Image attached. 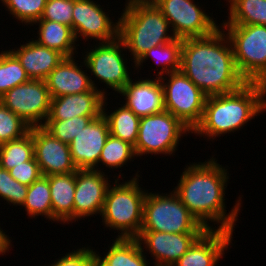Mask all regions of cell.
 <instances>
[{
  "instance_id": "4fadbf2b",
  "label": "cell",
  "mask_w": 266,
  "mask_h": 266,
  "mask_svg": "<svg viewBox=\"0 0 266 266\" xmlns=\"http://www.w3.org/2000/svg\"><path fill=\"white\" fill-rule=\"evenodd\" d=\"M100 4L93 0H75L73 8L72 30L76 41L95 39L109 42L119 37V20L112 22Z\"/></svg>"
},
{
  "instance_id": "b9f144b4",
  "label": "cell",
  "mask_w": 266,
  "mask_h": 266,
  "mask_svg": "<svg viewBox=\"0 0 266 266\" xmlns=\"http://www.w3.org/2000/svg\"><path fill=\"white\" fill-rule=\"evenodd\" d=\"M91 266H110L104 259L101 258V255L93 251L92 249V262Z\"/></svg>"
},
{
  "instance_id": "d6a6232c",
  "label": "cell",
  "mask_w": 266,
  "mask_h": 266,
  "mask_svg": "<svg viewBox=\"0 0 266 266\" xmlns=\"http://www.w3.org/2000/svg\"><path fill=\"white\" fill-rule=\"evenodd\" d=\"M99 116H75L68 120H46L42 127L61 142L69 144L73 138Z\"/></svg>"
},
{
  "instance_id": "e575fe53",
  "label": "cell",
  "mask_w": 266,
  "mask_h": 266,
  "mask_svg": "<svg viewBox=\"0 0 266 266\" xmlns=\"http://www.w3.org/2000/svg\"><path fill=\"white\" fill-rule=\"evenodd\" d=\"M30 126L0 102V145L16 140L30 131Z\"/></svg>"
},
{
  "instance_id": "277c9868",
  "label": "cell",
  "mask_w": 266,
  "mask_h": 266,
  "mask_svg": "<svg viewBox=\"0 0 266 266\" xmlns=\"http://www.w3.org/2000/svg\"><path fill=\"white\" fill-rule=\"evenodd\" d=\"M118 20L119 37L131 52L134 64L152 47L175 39L172 31H169L168 20L156 5H136L123 9Z\"/></svg>"
},
{
  "instance_id": "9a60e30c",
  "label": "cell",
  "mask_w": 266,
  "mask_h": 266,
  "mask_svg": "<svg viewBox=\"0 0 266 266\" xmlns=\"http://www.w3.org/2000/svg\"><path fill=\"white\" fill-rule=\"evenodd\" d=\"M34 157L44 176L69 174L78 169L73 163L69 144L53 137L42 126L32 127Z\"/></svg>"
},
{
  "instance_id": "83f0119b",
  "label": "cell",
  "mask_w": 266,
  "mask_h": 266,
  "mask_svg": "<svg viewBox=\"0 0 266 266\" xmlns=\"http://www.w3.org/2000/svg\"><path fill=\"white\" fill-rule=\"evenodd\" d=\"M228 20L221 25H264L266 26V0H227Z\"/></svg>"
},
{
  "instance_id": "60d3db41",
  "label": "cell",
  "mask_w": 266,
  "mask_h": 266,
  "mask_svg": "<svg viewBox=\"0 0 266 266\" xmlns=\"http://www.w3.org/2000/svg\"><path fill=\"white\" fill-rule=\"evenodd\" d=\"M156 2L157 0H127L124 9H128L136 5H155Z\"/></svg>"
},
{
  "instance_id": "8d00e7d4",
  "label": "cell",
  "mask_w": 266,
  "mask_h": 266,
  "mask_svg": "<svg viewBox=\"0 0 266 266\" xmlns=\"http://www.w3.org/2000/svg\"><path fill=\"white\" fill-rule=\"evenodd\" d=\"M75 0H47L39 20H49L72 28Z\"/></svg>"
},
{
  "instance_id": "7402d4cb",
  "label": "cell",
  "mask_w": 266,
  "mask_h": 266,
  "mask_svg": "<svg viewBox=\"0 0 266 266\" xmlns=\"http://www.w3.org/2000/svg\"><path fill=\"white\" fill-rule=\"evenodd\" d=\"M20 61L27 76L34 80H45L48 74L64 59L53 49L39 45L35 40L20 43V48L10 50Z\"/></svg>"
},
{
  "instance_id": "ba28073f",
  "label": "cell",
  "mask_w": 266,
  "mask_h": 266,
  "mask_svg": "<svg viewBox=\"0 0 266 266\" xmlns=\"http://www.w3.org/2000/svg\"><path fill=\"white\" fill-rule=\"evenodd\" d=\"M190 132L192 130L189 127L166 110L143 116L134 146L136 157L143 154L172 155L177 151L181 136Z\"/></svg>"
},
{
  "instance_id": "74e56055",
  "label": "cell",
  "mask_w": 266,
  "mask_h": 266,
  "mask_svg": "<svg viewBox=\"0 0 266 266\" xmlns=\"http://www.w3.org/2000/svg\"><path fill=\"white\" fill-rule=\"evenodd\" d=\"M9 174L21 184L30 186L42 176L40 167L33 157L31 160L23 162L18 166L8 170Z\"/></svg>"
},
{
  "instance_id": "ac0fdd59",
  "label": "cell",
  "mask_w": 266,
  "mask_h": 266,
  "mask_svg": "<svg viewBox=\"0 0 266 266\" xmlns=\"http://www.w3.org/2000/svg\"><path fill=\"white\" fill-rule=\"evenodd\" d=\"M74 57H64L46 77L45 82L51 98L86 91H100L107 97L106 91L97 88L95 81L82 70V65L78 66Z\"/></svg>"
},
{
  "instance_id": "e0dca14e",
  "label": "cell",
  "mask_w": 266,
  "mask_h": 266,
  "mask_svg": "<svg viewBox=\"0 0 266 266\" xmlns=\"http://www.w3.org/2000/svg\"><path fill=\"white\" fill-rule=\"evenodd\" d=\"M201 234L140 231L137 239L151 253L154 266H173Z\"/></svg>"
},
{
  "instance_id": "3957f363",
  "label": "cell",
  "mask_w": 266,
  "mask_h": 266,
  "mask_svg": "<svg viewBox=\"0 0 266 266\" xmlns=\"http://www.w3.org/2000/svg\"><path fill=\"white\" fill-rule=\"evenodd\" d=\"M265 96L266 84L257 82H247L229 93L207 96L202 120L192 133L210 140L240 130L266 111Z\"/></svg>"
},
{
  "instance_id": "5b68a950",
  "label": "cell",
  "mask_w": 266,
  "mask_h": 266,
  "mask_svg": "<svg viewBox=\"0 0 266 266\" xmlns=\"http://www.w3.org/2000/svg\"><path fill=\"white\" fill-rule=\"evenodd\" d=\"M120 176L119 173L118 179L112 183L114 186L109 185L100 216L109 230L121 232L117 238H137L141 231L144 200L148 190L140 187L138 171L131 180L121 184L118 183Z\"/></svg>"
},
{
  "instance_id": "ab89813d",
  "label": "cell",
  "mask_w": 266,
  "mask_h": 266,
  "mask_svg": "<svg viewBox=\"0 0 266 266\" xmlns=\"http://www.w3.org/2000/svg\"><path fill=\"white\" fill-rule=\"evenodd\" d=\"M11 239L5 232L0 228V255H4L6 252H9L11 246Z\"/></svg>"
},
{
  "instance_id": "f546056e",
  "label": "cell",
  "mask_w": 266,
  "mask_h": 266,
  "mask_svg": "<svg viewBox=\"0 0 266 266\" xmlns=\"http://www.w3.org/2000/svg\"><path fill=\"white\" fill-rule=\"evenodd\" d=\"M34 157L32 127L19 139L0 145V167L6 170L29 161Z\"/></svg>"
},
{
  "instance_id": "52a82bcc",
  "label": "cell",
  "mask_w": 266,
  "mask_h": 266,
  "mask_svg": "<svg viewBox=\"0 0 266 266\" xmlns=\"http://www.w3.org/2000/svg\"><path fill=\"white\" fill-rule=\"evenodd\" d=\"M233 48L236 67L246 82L266 84V26L220 25Z\"/></svg>"
},
{
  "instance_id": "6da1fadb",
  "label": "cell",
  "mask_w": 266,
  "mask_h": 266,
  "mask_svg": "<svg viewBox=\"0 0 266 266\" xmlns=\"http://www.w3.org/2000/svg\"><path fill=\"white\" fill-rule=\"evenodd\" d=\"M217 161L212 157L208 161L198 164L192 162L186 166L173 191L206 230L216 229V226L214 228L208 223L211 221L213 224H220L217 229L233 232L242 206V197L226 213L224 197L229 173Z\"/></svg>"
},
{
  "instance_id": "7a4b0ae2",
  "label": "cell",
  "mask_w": 266,
  "mask_h": 266,
  "mask_svg": "<svg viewBox=\"0 0 266 266\" xmlns=\"http://www.w3.org/2000/svg\"><path fill=\"white\" fill-rule=\"evenodd\" d=\"M220 28L208 36L182 40L180 70L207 96L229 93L247 83L236 67L230 40Z\"/></svg>"
},
{
  "instance_id": "484cf974",
  "label": "cell",
  "mask_w": 266,
  "mask_h": 266,
  "mask_svg": "<svg viewBox=\"0 0 266 266\" xmlns=\"http://www.w3.org/2000/svg\"><path fill=\"white\" fill-rule=\"evenodd\" d=\"M145 254L137 238L116 237L101 258L110 266H150Z\"/></svg>"
},
{
  "instance_id": "836d02e7",
  "label": "cell",
  "mask_w": 266,
  "mask_h": 266,
  "mask_svg": "<svg viewBox=\"0 0 266 266\" xmlns=\"http://www.w3.org/2000/svg\"><path fill=\"white\" fill-rule=\"evenodd\" d=\"M5 5L12 17L25 23V25L37 22L44 11L47 0H0Z\"/></svg>"
},
{
  "instance_id": "7c38bea8",
  "label": "cell",
  "mask_w": 266,
  "mask_h": 266,
  "mask_svg": "<svg viewBox=\"0 0 266 266\" xmlns=\"http://www.w3.org/2000/svg\"><path fill=\"white\" fill-rule=\"evenodd\" d=\"M51 99L45 80L30 79L7 91L0 102L30 127H39L48 118Z\"/></svg>"
},
{
  "instance_id": "8992f818",
  "label": "cell",
  "mask_w": 266,
  "mask_h": 266,
  "mask_svg": "<svg viewBox=\"0 0 266 266\" xmlns=\"http://www.w3.org/2000/svg\"><path fill=\"white\" fill-rule=\"evenodd\" d=\"M205 230L174 191L165 195L146 193L141 231L203 233Z\"/></svg>"
},
{
  "instance_id": "30bf717a",
  "label": "cell",
  "mask_w": 266,
  "mask_h": 266,
  "mask_svg": "<svg viewBox=\"0 0 266 266\" xmlns=\"http://www.w3.org/2000/svg\"><path fill=\"white\" fill-rule=\"evenodd\" d=\"M99 44V45H98ZM97 45V46H96ZM83 56V65L95 76L96 80L105 83L108 87L119 93L132 79L127 69V58L122 50H126L120 37L113 41L96 43Z\"/></svg>"
},
{
  "instance_id": "f1b7e54d",
  "label": "cell",
  "mask_w": 266,
  "mask_h": 266,
  "mask_svg": "<svg viewBox=\"0 0 266 266\" xmlns=\"http://www.w3.org/2000/svg\"><path fill=\"white\" fill-rule=\"evenodd\" d=\"M26 215L35 218L39 215L53 221L51 191L48 176L42 175L27 190L26 200L22 205Z\"/></svg>"
},
{
  "instance_id": "cb8c5ba5",
  "label": "cell",
  "mask_w": 266,
  "mask_h": 266,
  "mask_svg": "<svg viewBox=\"0 0 266 266\" xmlns=\"http://www.w3.org/2000/svg\"><path fill=\"white\" fill-rule=\"evenodd\" d=\"M34 24L39 25L38 39H35L39 45L58 51L64 57H72L77 52L71 27L49 20H38Z\"/></svg>"
},
{
  "instance_id": "2e32d148",
  "label": "cell",
  "mask_w": 266,
  "mask_h": 266,
  "mask_svg": "<svg viewBox=\"0 0 266 266\" xmlns=\"http://www.w3.org/2000/svg\"><path fill=\"white\" fill-rule=\"evenodd\" d=\"M110 135L106 118L101 114L87 124L69 143L70 153L77 169L100 171L101 151ZM99 169V170H98Z\"/></svg>"
},
{
  "instance_id": "9c48e42d",
  "label": "cell",
  "mask_w": 266,
  "mask_h": 266,
  "mask_svg": "<svg viewBox=\"0 0 266 266\" xmlns=\"http://www.w3.org/2000/svg\"><path fill=\"white\" fill-rule=\"evenodd\" d=\"M167 76L159 79L163 89L164 110L193 131L202 120L207 95L181 70L168 73Z\"/></svg>"
},
{
  "instance_id": "d6986e66",
  "label": "cell",
  "mask_w": 266,
  "mask_h": 266,
  "mask_svg": "<svg viewBox=\"0 0 266 266\" xmlns=\"http://www.w3.org/2000/svg\"><path fill=\"white\" fill-rule=\"evenodd\" d=\"M232 236L233 232L225 230H205L173 266H216L231 245Z\"/></svg>"
},
{
  "instance_id": "4dcf8cb0",
  "label": "cell",
  "mask_w": 266,
  "mask_h": 266,
  "mask_svg": "<svg viewBox=\"0 0 266 266\" xmlns=\"http://www.w3.org/2000/svg\"><path fill=\"white\" fill-rule=\"evenodd\" d=\"M30 80L20 61L10 51L0 53V98L10 89Z\"/></svg>"
},
{
  "instance_id": "f35d334b",
  "label": "cell",
  "mask_w": 266,
  "mask_h": 266,
  "mask_svg": "<svg viewBox=\"0 0 266 266\" xmlns=\"http://www.w3.org/2000/svg\"><path fill=\"white\" fill-rule=\"evenodd\" d=\"M92 262V249L88 246L78 248L77 250H72L68 252L65 256L61 257L57 261L55 260L53 264L48 266H91ZM46 266V264H45Z\"/></svg>"
},
{
  "instance_id": "603a6c76",
  "label": "cell",
  "mask_w": 266,
  "mask_h": 266,
  "mask_svg": "<svg viewBox=\"0 0 266 266\" xmlns=\"http://www.w3.org/2000/svg\"><path fill=\"white\" fill-rule=\"evenodd\" d=\"M51 191L53 221L73 222L75 172L48 176Z\"/></svg>"
},
{
  "instance_id": "d590c367",
  "label": "cell",
  "mask_w": 266,
  "mask_h": 266,
  "mask_svg": "<svg viewBox=\"0 0 266 266\" xmlns=\"http://www.w3.org/2000/svg\"><path fill=\"white\" fill-rule=\"evenodd\" d=\"M27 185L19 183L9 171L0 167V198L14 206H22L26 200Z\"/></svg>"
},
{
  "instance_id": "44dd1931",
  "label": "cell",
  "mask_w": 266,
  "mask_h": 266,
  "mask_svg": "<svg viewBox=\"0 0 266 266\" xmlns=\"http://www.w3.org/2000/svg\"><path fill=\"white\" fill-rule=\"evenodd\" d=\"M105 96L100 91H86L51 99L46 120H68L75 116H100Z\"/></svg>"
},
{
  "instance_id": "1f68e13d",
  "label": "cell",
  "mask_w": 266,
  "mask_h": 266,
  "mask_svg": "<svg viewBox=\"0 0 266 266\" xmlns=\"http://www.w3.org/2000/svg\"><path fill=\"white\" fill-rule=\"evenodd\" d=\"M135 156L133 145L109 135L101 151L98 164L100 166L105 165V167L109 169H118L126 165V163L135 158Z\"/></svg>"
},
{
  "instance_id": "8fae6325",
  "label": "cell",
  "mask_w": 266,
  "mask_h": 266,
  "mask_svg": "<svg viewBox=\"0 0 266 266\" xmlns=\"http://www.w3.org/2000/svg\"><path fill=\"white\" fill-rule=\"evenodd\" d=\"M155 5L168 20L175 38L208 36L220 27L194 0H157Z\"/></svg>"
},
{
  "instance_id": "5bb4252c",
  "label": "cell",
  "mask_w": 266,
  "mask_h": 266,
  "mask_svg": "<svg viewBox=\"0 0 266 266\" xmlns=\"http://www.w3.org/2000/svg\"><path fill=\"white\" fill-rule=\"evenodd\" d=\"M108 175L103 171L78 169L75 172L73 221L102 212L107 189Z\"/></svg>"
},
{
  "instance_id": "ffe728a7",
  "label": "cell",
  "mask_w": 266,
  "mask_h": 266,
  "mask_svg": "<svg viewBox=\"0 0 266 266\" xmlns=\"http://www.w3.org/2000/svg\"><path fill=\"white\" fill-rule=\"evenodd\" d=\"M138 80L133 82L131 79L119 92L125 98V105L139 117L163 111V89L159 78Z\"/></svg>"
},
{
  "instance_id": "4316f807",
  "label": "cell",
  "mask_w": 266,
  "mask_h": 266,
  "mask_svg": "<svg viewBox=\"0 0 266 266\" xmlns=\"http://www.w3.org/2000/svg\"><path fill=\"white\" fill-rule=\"evenodd\" d=\"M181 50L182 39L175 38L166 44L152 47L150 50L146 51L135 63L133 68L137 70L139 67L143 66V63H145L148 58H152L157 66H162V69L156 75V77L160 79L164 74L167 75L168 73L180 70Z\"/></svg>"
},
{
  "instance_id": "d4e9b609",
  "label": "cell",
  "mask_w": 266,
  "mask_h": 266,
  "mask_svg": "<svg viewBox=\"0 0 266 266\" xmlns=\"http://www.w3.org/2000/svg\"><path fill=\"white\" fill-rule=\"evenodd\" d=\"M107 98L105 96L103 101L102 114L108 122L110 135L135 146L141 117L137 116L125 104L111 113L106 112L107 102L105 101Z\"/></svg>"
}]
</instances>
